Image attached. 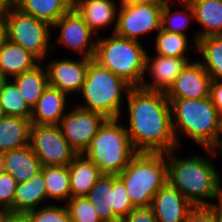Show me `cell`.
<instances>
[{
    "label": "cell",
    "instance_id": "obj_37",
    "mask_svg": "<svg viewBox=\"0 0 222 222\" xmlns=\"http://www.w3.org/2000/svg\"><path fill=\"white\" fill-rule=\"evenodd\" d=\"M185 222H218V205L194 206L188 212Z\"/></svg>",
    "mask_w": 222,
    "mask_h": 222
},
{
    "label": "cell",
    "instance_id": "obj_41",
    "mask_svg": "<svg viewBox=\"0 0 222 222\" xmlns=\"http://www.w3.org/2000/svg\"><path fill=\"white\" fill-rule=\"evenodd\" d=\"M6 222H32V220L28 214L11 213Z\"/></svg>",
    "mask_w": 222,
    "mask_h": 222
},
{
    "label": "cell",
    "instance_id": "obj_46",
    "mask_svg": "<svg viewBox=\"0 0 222 222\" xmlns=\"http://www.w3.org/2000/svg\"><path fill=\"white\" fill-rule=\"evenodd\" d=\"M11 4V0H0V12H4Z\"/></svg>",
    "mask_w": 222,
    "mask_h": 222
},
{
    "label": "cell",
    "instance_id": "obj_40",
    "mask_svg": "<svg viewBox=\"0 0 222 222\" xmlns=\"http://www.w3.org/2000/svg\"><path fill=\"white\" fill-rule=\"evenodd\" d=\"M7 40V24L4 12H0V47Z\"/></svg>",
    "mask_w": 222,
    "mask_h": 222
},
{
    "label": "cell",
    "instance_id": "obj_16",
    "mask_svg": "<svg viewBox=\"0 0 222 222\" xmlns=\"http://www.w3.org/2000/svg\"><path fill=\"white\" fill-rule=\"evenodd\" d=\"M194 206L168 182L152 198L150 208L157 222H185Z\"/></svg>",
    "mask_w": 222,
    "mask_h": 222
},
{
    "label": "cell",
    "instance_id": "obj_24",
    "mask_svg": "<svg viewBox=\"0 0 222 222\" xmlns=\"http://www.w3.org/2000/svg\"><path fill=\"white\" fill-rule=\"evenodd\" d=\"M44 176L42 170L24 183L16 186L13 201V213H25L35 210L47 200Z\"/></svg>",
    "mask_w": 222,
    "mask_h": 222
},
{
    "label": "cell",
    "instance_id": "obj_34",
    "mask_svg": "<svg viewBox=\"0 0 222 222\" xmlns=\"http://www.w3.org/2000/svg\"><path fill=\"white\" fill-rule=\"evenodd\" d=\"M32 222H72L66 206L52 203L27 213Z\"/></svg>",
    "mask_w": 222,
    "mask_h": 222
},
{
    "label": "cell",
    "instance_id": "obj_30",
    "mask_svg": "<svg viewBox=\"0 0 222 222\" xmlns=\"http://www.w3.org/2000/svg\"><path fill=\"white\" fill-rule=\"evenodd\" d=\"M156 33V54L168 57L188 58L189 56H186L187 50L191 48L197 49V43H193L191 46L188 44L189 38H187V35L172 33L163 29H160Z\"/></svg>",
    "mask_w": 222,
    "mask_h": 222
},
{
    "label": "cell",
    "instance_id": "obj_5",
    "mask_svg": "<svg viewBox=\"0 0 222 222\" xmlns=\"http://www.w3.org/2000/svg\"><path fill=\"white\" fill-rule=\"evenodd\" d=\"M132 86L92 59L88 64L82 93L84 104L76 106L103 115L106 119L121 118L123 94ZM86 103V104H85Z\"/></svg>",
    "mask_w": 222,
    "mask_h": 222
},
{
    "label": "cell",
    "instance_id": "obj_49",
    "mask_svg": "<svg viewBox=\"0 0 222 222\" xmlns=\"http://www.w3.org/2000/svg\"><path fill=\"white\" fill-rule=\"evenodd\" d=\"M221 177H219V192H220V197H221V203H222V185H221Z\"/></svg>",
    "mask_w": 222,
    "mask_h": 222
},
{
    "label": "cell",
    "instance_id": "obj_48",
    "mask_svg": "<svg viewBox=\"0 0 222 222\" xmlns=\"http://www.w3.org/2000/svg\"><path fill=\"white\" fill-rule=\"evenodd\" d=\"M4 171V166H3V157L2 154L0 153V174Z\"/></svg>",
    "mask_w": 222,
    "mask_h": 222
},
{
    "label": "cell",
    "instance_id": "obj_50",
    "mask_svg": "<svg viewBox=\"0 0 222 222\" xmlns=\"http://www.w3.org/2000/svg\"><path fill=\"white\" fill-rule=\"evenodd\" d=\"M5 117L3 109L0 106V121Z\"/></svg>",
    "mask_w": 222,
    "mask_h": 222
},
{
    "label": "cell",
    "instance_id": "obj_38",
    "mask_svg": "<svg viewBox=\"0 0 222 222\" xmlns=\"http://www.w3.org/2000/svg\"><path fill=\"white\" fill-rule=\"evenodd\" d=\"M120 222H157V219L150 207L134 208Z\"/></svg>",
    "mask_w": 222,
    "mask_h": 222
},
{
    "label": "cell",
    "instance_id": "obj_4",
    "mask_svg": "<svg viewBox=\"0 0 222 222\" xmlns=\"http://www.w3.org/2000/svg\"><path fill=\"white\" fill-rule=\"evenodd\" d=\"M117 176L134 208L150 207L154 195L167 183L166 153L137 152Z\"/></svg>",
    "mask_w": 222,
    "mask_h": 222
},
{
    "label": "cell",
    "instance_id": "obj_10",
    "mask_svg": "<svg viewBox=\"0 0 222 222\" xmlns=\"http://www.w3.org/2000/svg\"><path fill=\"white\" fill-rule=\"evenodd\" d=\"M164 5L135 4L118 9L114 34L131 40L161 29V14Z\"/></svg>",
    "mask_w": 222,
    "mask_h": 222
},
{
    "label": "cell",
    "instance_id": "obj_1",
    "mask_svg": "<svg viewBox=\"0 0 222 222\" xmlns=\"http://www.w3.org/2000/svg\"><path fill=\"white\" fill-rule=\"evenodd\" d=\"M126 101L129 125L125 129L136 152L167 153L179 149L165 92L132 87Z\"/></svg>",
    "mask_w": 222,
    "mask_h": 222
},
{
    "label": "cell",
    "instance_id": "obj_19",
    "mask_svg": "<svg viewBox=\"0 0 222 222\" xmlns=\"http://www.w3.org/2000/svg\"><path fill=\"white\" fill-rule=\"evenodd\" d=\"M40 63L35 55L8 39L0 47V76L4 79L32 70Z\"/></svg>",
    "mask_w": 222,
    "mask_h": 222
},
{
    "label": "cell",
    "instance_id": "obj_17",
    "mask_svg": "<svg viewBox=\"0 0 222 222\" xmlns=\"http://www.w3.org/2000/svg\"><path fill=\"white\" fill-rule=\"evenodd\" d=\"M68 94L48 85L31 112V124L59 125L65 116Z\"/></svg>",
    "mask_w": 222,
    "mask_h": 222
},
{
    "label": "cell",
    "instance_id": "obj_29",
    "mask_svg": "<svg viewBox=\"0 0 222 222\" xmlns=\"http://www.w3.org/2000/svg\"><path fill=\"white\" fill-rule=\"evenodd\" d=\"M48 199L68 201L71 198L68 166H42Z\"/></svg>",
    "mask_w": 222,
    "mask_h": 222
},
{
    "label": "cell",
    "instance_id": "obj_13",
    "mask_svg": "<svg viewBox=\"0 0 222 222\" xmlns=\"http://www.w3.org/2000/svg\"><path fill=\"white\" fill-rule=\"evenodd\" d=\"M210 74L200 60L189 62L166 92L167 99H202L210 96Z\"/></svg>",
    "mask_w": 222,
    "mask_h": 222
},
{
    "label": "cell",
    "instance_id": "obj_25",
    "mask_svg": "<svg viewBox=\"0 0 222 222\" xmlns=\"http://www.w3.org/2000/svg\"><path fill=\"white\" fill-rule=\"evenodd\" d=\"M21 12L52 26L73 7V0H11Z\"/></svg>",
    "mask_w": 222,
    "mask_h": 222
},
{
    "label": "cell",
    "instance_id": "obj_27",
    "mask_svg": "<svg viewBox=\"0 0 222 222\" xmlns=\"http://www.w3.org/2000/svg\"><path fill=\"white\" fill-rule=\"evenodd\" d=\"M43 62L34 69L14 76L12 81L16 84L20 94L28 106L33 107L38 102L44 90L48 87V76Z\"/></svg>",
    "mask_w": 222,
    "mask_h": 222
},
{
    "label": "cell",
    "instance_id": "obj_2",
    "mask_svg": "<svg viewBox=\"0 0 222 222\" xmlns=\"http://www.w3.org/2000/svg\"><path fill=\"white\" fill-rule=\"evenodd\" d=\"M176 150L166 153L167 182L177 189L193 206L221 204L220 175L213 162L209 158L197 154H192L186 158H178L174 156ZM216 200L218 203L215 204L214 201Z\"/></svg>",
    "mask_w": 222,
    "mask_h": 222
},
{
    "label": "cell",
    "instance_id": "obj_31",
    "mask_svg": "<svg viewBox=\"0 0 222 222\" xmlns=\"http://www.w3.org/2000/svg\"><path fill=\"white\" fill-rule=\"evenodd\" d=\"M0 106L5 116L31 119L32 109L24 101L16 84L5 79L0 90Z\"/></svg>",
    "mask_w": 222,
    "mask_h": 222
},
{
    "label": "cell",
    "instance_id": "obj_35",
    "mask_svg": "<svg viewBox=\"0 0 222 222\" xmlns=\"http://www.w3.org/2000/svg\"><path fill=\"white\" fill-rule=\"evenodd\" d=\"M17 182L11 174L3 171L0 174V208L9 209L13 213Z\"/></svg>",
    "mask_w": 222,
    "mask_h": 222
},
{
    "label": "cell",
    "instance_id": "obj_8",
    "mask_svg": "<svg viewBox=\"0 0 222 222\" xmlns=\"http://www.w3.org/2000/svg\"><path fill=\"white\" fill-rule=\"evenodd\" d=\"M4 15L8 40L22 46L41 62L47 58L49 49L54 50V45L50 43L52 26L48 23L21 12L12 3L6 8Z\"/></svg>",
    "mask_w": 222,
    "mask_h": 222
},
{
    "label": "cell",
    "instance_id": "obj_21",
    "mask_svg": "<svg viewBox=\"0 0 222 222\" xmlns=\"http://www.w3.org/2000/svg\"><path fill=\"white\" fill-rule=\"evenodd\" d=\"M2 157L4 171L11 174L17 184L28 181L42 168L30 145L3 153Z\"/></svg>",
    "mask_w": 222,
    "mask_h": 222
},
{
    "label": "cell",
    "instance_id": "obj_52",
    "mask_svg": "<svg viewBox=\"0 0 222 222\" xmlns=\"http://www.w3.org/2000/svg\"><path fill=\"white\" fill-rule=\"evenodd\" d=\"M219 136H222V115H221V130Z\"/></svg>",
    "mask_w": 222,
    "mask_h": 222
},
{
    "label": "cell",
    "instance_id": "obj_6",
    "mask_svg": "<svg viewBox=\"0 0 222 222\" xmlns=\"http://www.w3.org/2000/svg\"><path fill=\"white\" fill-rule=\"evenodd\" d=\"M94 60L132 87H140L145 76L147 53L140 41L119 37H97Z\"/></svg>",
    "mask_w": 222,
    "mask_h": 222
},
{
    "label": "cell",
    "instance_id": "obj_45",
    "mask_svg": "<svg viewBox=\"0 0 222 222\" xmlns=\"http://www.w3.org/2000/svg\"><path fill=\"white\" fill-rule=\"evenodd\" d=\"M120 6L118 8H124L127 6H132L138 4V0H120Z\"/></svg>",
    "mask_w": 222,
    "mask_h": 222
},
{
    "label": "cell",
    "instance_id": "obj_28",
    "mask_svg": "<svg viewBox=\"0 0 222 222\" xmlns=\"http://www.w3.org/2000/svg\"><path fill=\"white\" fill-rule=\"evenodd\" d=\"M197 49L204 60L201 64L210 74L211 79L222 81V35L198 40Z\"/></svg>",
    "mask_w": 222,
    "mask_h": 222
},
{
    "label": "cell",
    "instance_id": "obj_3",
    "mask_svg": "<svg viewBox=\"0 0 222 222\" xmlns=\"http://www.w3.org/2000/svg\"><path fill=\"white\" fill-rule=\"evenodd\" d=\"M168 100L171 107L173 134L178 148H180L181 134L191 138L198 146L204 147L203 149H210L221 130V114L214 106L211 97Z\"/></svg>",
    "mask_w": 222,
    "mask_h": 222
},
{
    "label": "cell",
    "instance_id": "obj_15",
    "mask_svg": "<svg viewBox=\"0 0 222 222\" xmlns=\"http://www.w3.org/2000/svg\"><path fill=\"white\" fill-rule=\"evenodd\" d=\"M147 53L145 73L151 76V81L143 79L141 88L151 91L167 92L173 85L177 76L182 72L186 65L191 62L189 58L168 57L155 54L152 59ZM148 71V73H147Z\"/></svg>",
    "mask_w": 222,
    "mask_h": 222
},
{
    "label": "cell",
    "instance_id": "obj_44",
    "mask_svg": "<svg viewBox=\"0 0 222 222\" xmlns=\"http://www.w3.org/2000/svg\"><path fill=\"white\" fill-rule=\"evenodd\" d=\"M12 212L6 208H0V222H6Z\"/></svg>",
    "mask_w": 222,
    "mask_h": 222
},
{
    "label": "cell",
    "instance_id": "obj_51",
    "mask_svg": "<svg viewBox=\"0 0 222 222\" xmlns=\"http://www.w3.org/2000/svg\"><path fill=\"white\" fill-rule=\"evenodd\" d=\"M4 80H5V79L0 76V90H1V87H2V84H3Z\"/></svg>",
    "mask_w": 222,
    "mask_h": 222
},
{
    "label": "cell",
    "instance_id": "obj_47",
    "mask_svg": "<svg viewBox=\"0 0 222 222\" xmlns=\"http://www.w3.org/2000/svg\"><path fill=\"white\" fill-rule=\"evenodd\" d=\"M218 222H222V203L218 205Z\"/></svg>",
    "mask_w": 222,
    "mask_h": 222
},
{
    "label": "cell",
    "instance_id": "obj_36",
    "mask_svg": "<svg viewBox=\"0 0 222 222\" xmlns=\"http://www.w3.org/2000/svg\"><path fill=\"white\" fill-rule=\"evenodd\" d=\"M133 209L123 182L115 175V214L122 220Z\"/></svg>",
    "mask_w": 222,
    "mask_h": 222
},
{
    "label": "cell",
    "instance_id": "obj_22",
    "mask_svg": "<svg viewBox=\"0 0 222 222\" xmlns=\"http://www.w3.org/2000/svg\"><path fill=\"white\" fill-rule=\"evenodd\" d=\"M102 222H120L115 214V175L102 174L85 196Z\"/></svg>",
    "mask_w": 222,
    "mask_h": 222
},
{
    "label": "cell",
    "instance_id": "obj_12",
    "mask_svg": "<svg viewBox=\"0 0 222 222\" xmlns=\"http://www.w3.org/2000/svg\"><path fill=\"white\" fill-rule=\"evenodd\" d=\"M53 29L60 30L58 44L73 50L75 54L79 53L80 57L94 59L97 38L95 39L93 36L96 34L84 22L74 7L52 25Z\"/></svg>",
    "mask_w": 222,
    "mask_h": 222
},
{
    "label": "cell",
    "instance_id": "obj_32",
    "mask_svg": "<svg viewBox=\"0 0 222 222\" xmlns=\"http://www.w3.org/2000/svg\"><path fill=\"white\" fill-rule=\"evenodd\" d=\"M180 2L184 10H175L172 11L170 6L171 2L166 3L163 6L161 14V29L172 32L187 35L185 29L190 25V21L194 18V12L187 0H177Z\"/></svg>",
    "mask_w": 222,
    "mask_h": 222
},
{
    "label": "cell",
    "instance_id": "obj_9",
    "mask_svg": "<svg viewBox=\"0 0 222 222\" xmlns=\"http://www.w3.org/2000/svg\"><path fill=\"white\" fill-rule=\"evenodd\" d=\"M30 146L42 166H68L78 155L59 125H31Z\"/></svg>",
    "mask_w": 222,
    "mask_h": 222
},
{
    "label": "cell",
    "instance_id": "obj_39",
    "mask_svg": "<svg viewBox=\"0 0 222 222\" xmlns=\"http://www.w3.org/2000/svg\"><path fill=\"white\" fill-rule=\"evenodd\" d=\"M210 97L211 100L222 115V81L212 80L210 84Z\"/></svg>",
    "mask_w": 222,
    "mask_h": 222
},
{
    "label": "cell",
    "instance_id": "obj_7",
    "mask_svg": "<svg viewBox=\"0 0 222 222\" xmlns=\"http://www.w3.org/2000/svg\"><path fill=\"white\" fill-rule=\"evenodd\" d=\"M119 119H106L83 153L102 174L119 175L137 153Z\"/></svg>",
    "mask_w": 222,
    "mask_h": 222
},
{
    "label": "cell",
    "instance_id": "obj_33",
    "mask_svg": "<svg viewBox=\"0 0 222 222\" xmlns=\"http://www.w3.org/2000/svg\"><path fill=\"white\" fill-rule=\"evenodd\" d=\"M65 202L72 222H102L85 196L70 198Z\"/></svg>",
    "mask_w": 222,
    "mask_h": 222
},
{
    "label": "cell",
    "instance_id": "obj_11",
    "mask_svg": "<svg viewBox=\"0 0 222 222\" xmlns=\"http://www.w3.org/2000/svg\"><path fill=\"white\" fill-rule=\"evenodd\" d=\"M106 118L98 113L74 106L61 119L63 136L77 154H83Z\"/></svg>",
    "mask_w": 222,
    "mask_h": 222
},
{
    "label": "cell",
    "instance_id": "obj_43",
    "mask_svg": "<svg viewBox=\"0 0 222 222\" xmlns=\"http://www.w3.org/2000/svg\"><path fill=\"white\" fill-rule=\"evenodd\" d=\"M171 0H138L139 4L165 5Z\"/></svg>",
    "mask_w": 222,
    "mask_h": 222
},
{
    "label": "cell",
    "instance_id": "obj_23",
    "mask_svg": "<svg viewBox=\"0 0 222 222\" xmlns=\"http://www.w3.org/2000/svg\"><path fill=\"white\" fill-rule=\"evenodd\" d=\"M68 172L71 198L86 196L102 176V172L97 165L83 154H78L73 159L68 165Z\"/></svg>",
    "mask_w": 222,
    "mask_h": 222
},
{
    "label": "cell",
    "instance_id": "obj_42",
    "mask_svg": "<svg viewBox=\"0 0 222 222\" xmlns=\"http://www.w3.org/2000/svg\"><path fill=\"white\" fill-rule=\"evenodd\" d=\"M209 156H214L216 157L218 155V151H220L221 156H222V136H218L215 144L210 148V149H204Z\"/></svg>",
    "mask_w": 222,
    "mask_h": 222
},
{
    "label": "cell",
    "instance_id": "obj_14",
    "mask_svg": "<svg viewBox=\"0 0 222 222\" xmlns=\"http://www.w3.org/2000/svg\"><path fill=\"white\" fill-rule=\"evenodd\" d=\"M79 60L59 59L53 60L47 65V76L49 86L59 89L69 95L80 92L85 82L88 64L92 59L83 58Z\"/></svg>",
    "mask_w": 222,
    "mask_h": 222
},
{
    "label": "cell",
    "instance_id": "obj_18",
    "mask_svg": "<svg viewBox=\"0 0 222 222\" xmlns=\"http://www.w3.org/2000/svg\"><path fill=\"white\" fill-rule=\"evenodd\" d=\"M73 7L95 34L115 21L114 33L119 8L113 0H73Z\"/></svg>",
    "mask_w": 222,
    "mask_h": 222
},
{
    "label": "cell",
    "instance_id": "obj_26",
    "mask_svg": "<svg viewBox=\"0 0 222 222\" xmlns=\"http://www.w3.org/2000/svg\"><path fill=\"white\" fill-rule=\"evenodd\" d=\"M31 120L5 116L0 121V153L30 145Z\"/></svg>",
    "mask_w": 222,
    "mask_h": 222
},
{
    "label": "cell",
    "instance_id": "obj_20",
    "mask_svg": "<svg viewBox=\"0 0 222 222\" xmlns=\"http://www.w3.org/2000/svg\"><path fill=\"white\" fill-rule=\"evenodd\" d=\"M187 1L193 9L195 20L203 27L194 33V43L204 37L222 35V0Z\"/></svg>",
    "mask_w": 222,
    "mask_h": 222
}]
</instances>
